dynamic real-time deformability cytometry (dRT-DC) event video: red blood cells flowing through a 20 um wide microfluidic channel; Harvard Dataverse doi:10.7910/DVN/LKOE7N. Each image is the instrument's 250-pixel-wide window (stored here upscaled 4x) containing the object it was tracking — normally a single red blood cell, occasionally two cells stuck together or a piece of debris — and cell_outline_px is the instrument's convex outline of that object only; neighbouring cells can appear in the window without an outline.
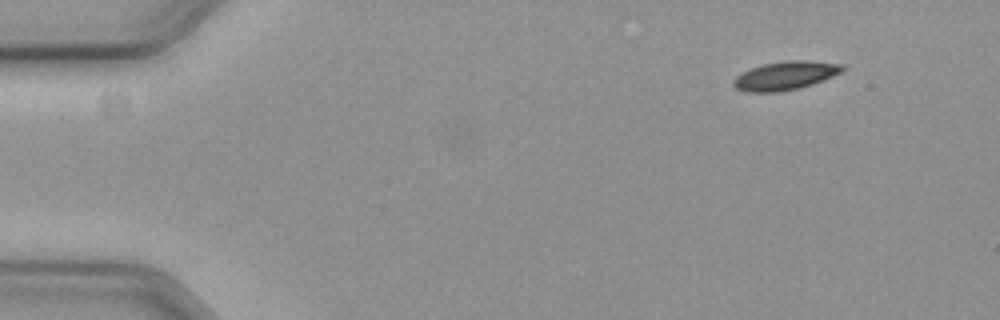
{"species": "common noctule bat (a hibernating species)", "species_latin": "Nyctalus noctula", "temperature_condition": "cold", "stored_images_in_passage": 53, "camera_frame_rate_fps": 3000, "um_per_image_px": 0.085, "animal": {"sex": "female", "body_mass_g": 19.3, "forearm_length_mm": 54.1}, "frame": {"image": 1, "passage_image": 1, "time_ms": 0.0, "image_size_px": [1000, 320], "cell_outline_px": [[844, 68], [840, 72], [824, 80], [800, 88], [780, 92], [744, 92], [736, 88], [732, 84], [732, 80], [736, 76], [752, 68], [764, 64], [784, 60], [808, 60], [844, 64]], "centroid_in_image_um": [66.74, 6.43], "position_along_channel_um": 18.3, "area_um2": 18.21}}
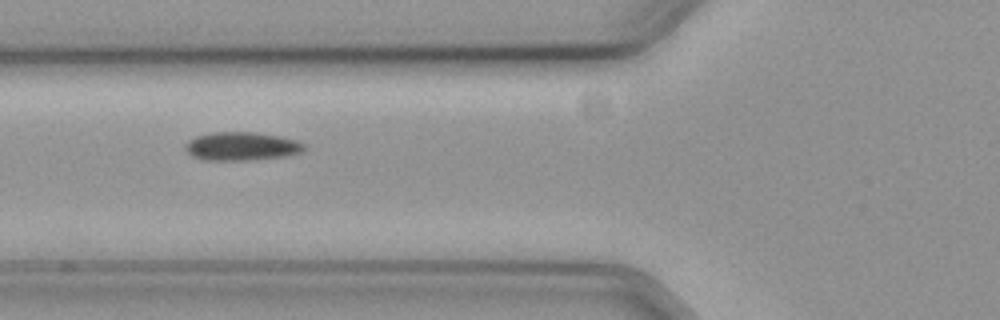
{"frame": {"image": 2, "passage_image": 17, "time_ms": 5.333, "image_size_px": [1000, 320], "cell_outline_px": [[308, 148], [300, 152], [284, 156], [248, 160], [204, 160], [192, 156], [184, 148], [184, 144], [188, 140], [196, 136], [212, 132], [256, 132], [280, 136], [296, 140], [304, 144]], "centroid_in_image_um": [20.52, 12.42], "position_along_channel_um": 105.3, "area_um2": 19.77}}
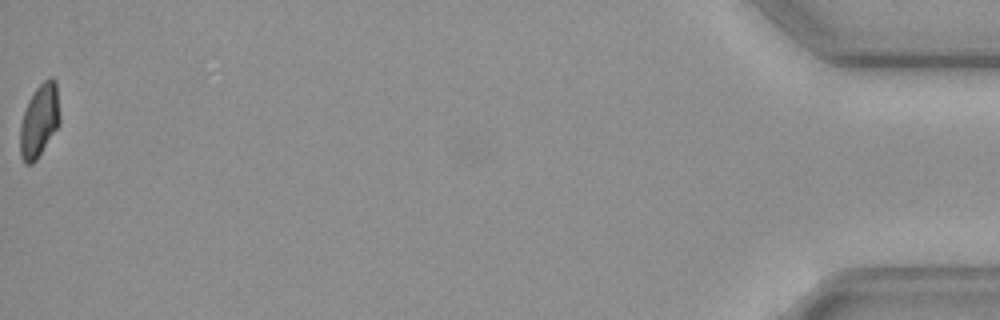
{"frame": {"image": 3, "passage_image": 53, "time_ms": 17.333, "image_size_px": [1000, 320], "cell_outline_px": [[60, 120], [56, 128], [36, 160], [32, 164], [24, 164], [20, 156], [20, 124], [28, 100], [36, 88], [48, 76], [52, 76], [56, 80], [60, 116]], "centroid_in_image_um": [3.33, 10.22], "position_along_channel_um": 431.9, "area_um2": 16.88}, "authors_computed_cell_mechanics": {"area_um2": 18.7272, "velocity_mm_per_s": 3.602, "shape_relaxation_time_tau1_ms": 3.8917, "shape_relaxation_time_tau2_ms": null, "deformation_change_tau1": 0.0817, "deformation_change_tau2": null}}